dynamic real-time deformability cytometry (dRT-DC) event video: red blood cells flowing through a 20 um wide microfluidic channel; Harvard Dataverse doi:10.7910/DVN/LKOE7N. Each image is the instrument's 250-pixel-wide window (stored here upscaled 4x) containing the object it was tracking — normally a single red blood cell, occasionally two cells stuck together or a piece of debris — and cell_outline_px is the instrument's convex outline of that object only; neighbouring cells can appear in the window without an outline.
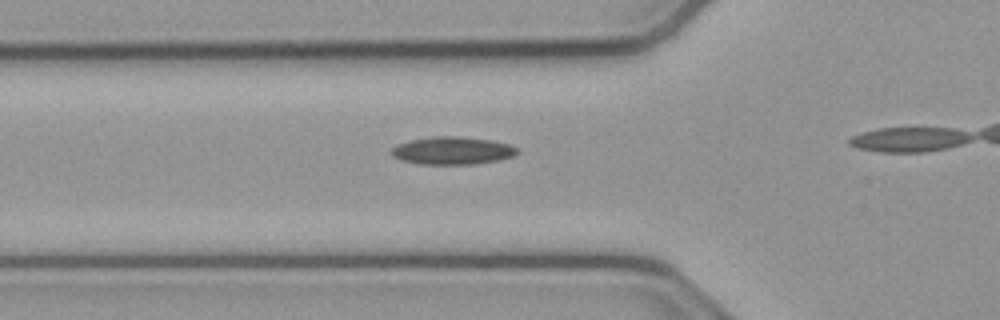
{"species": "common noctule bat (a hibernating species)", "species_latin": "Nyctalus noctula", "temperature_condition": "cold", "stored_images_in_passage": 17, "camera_frame_rate_fps": 3000, "um_per_image_px": 0.085, "animal": {"sex": "male", "body_mass_g": 23.1, "forearm_length_mm": 52.7}, "frame": {"image": 1, "passage_image": 12, "time_ms": 3.667, "image_size_px": [1000, 320], "cell_outline_px": [[516, 152], [512, 156], [500, 160], [476, 164], [420, 164], [400, 160], [392, 156], [392, 148], [400, 144], [412, 140], [440, 136], [460, 136], [492, 140], [508, 144], [516, 148]], "centroid_in_image_um": [38.46, 12.81], "position_along_channel_um": 87.3, "area_um2": 20.06}}
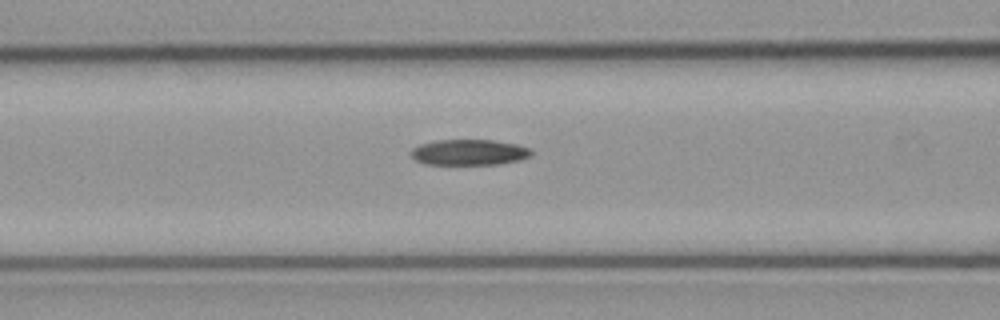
{"frame": {"image": 2, "passage_image": 15, "time_ms": 4.667, "image_size_px": [1000, 320], "cell_outline_px": [[532, 156], [520, 160], [500, 164], [424, 164], [416, 160], [408, 152], [412, 148], [420, 144], [436, 140], [492, 140], [516, 144], [532, 148]], "centroid_in_image_um": [39.89, 12.94], "position_along_channel_um": 126.7, "area_um2": 18.21}}